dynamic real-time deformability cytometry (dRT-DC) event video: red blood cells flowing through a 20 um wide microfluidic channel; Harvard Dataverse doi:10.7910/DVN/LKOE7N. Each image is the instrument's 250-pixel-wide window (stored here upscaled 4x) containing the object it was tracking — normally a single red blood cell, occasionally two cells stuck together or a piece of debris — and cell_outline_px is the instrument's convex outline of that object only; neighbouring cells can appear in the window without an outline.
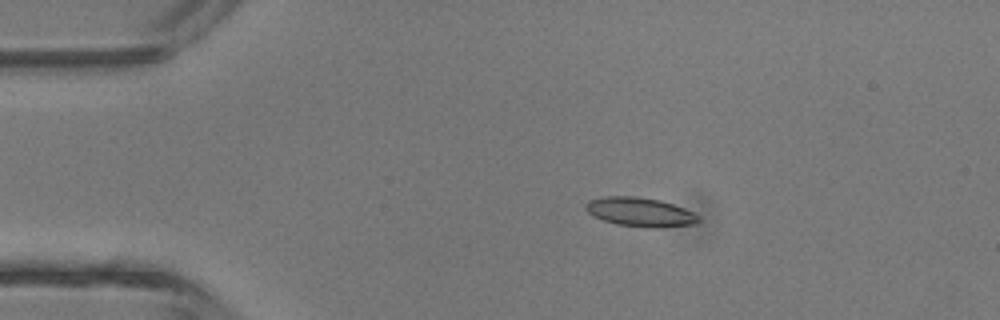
{"species": "common noctule bat (a hibernating species)", "species_latin": "Nyctalus noctula", "temperature_condition": "room temperature", "stored_images_in_passage": 3, "camera_frame_rate_fps": 3000, "um_per_image_px": 0.085, "animal": {"sex": "male", "body_mass_g": 13.3}, "frame": {"image": 1, "passage_image": 2, "time_ms": 1.333, "image_size_px": [1000, 320], "cell_outline_px": [[700, 220], [696, 224], [656, 228], [648, 228], [616, 224], [592, 216], [584, 208], [584, 204], [588, 200], [604, 196], [636, 196], [660, 200], [684, 208], [700, 216]], "centroid_in_image_um": [54.39, 18.02], "position_along_channel_um": 30.6, "area_um2": 19.31}}